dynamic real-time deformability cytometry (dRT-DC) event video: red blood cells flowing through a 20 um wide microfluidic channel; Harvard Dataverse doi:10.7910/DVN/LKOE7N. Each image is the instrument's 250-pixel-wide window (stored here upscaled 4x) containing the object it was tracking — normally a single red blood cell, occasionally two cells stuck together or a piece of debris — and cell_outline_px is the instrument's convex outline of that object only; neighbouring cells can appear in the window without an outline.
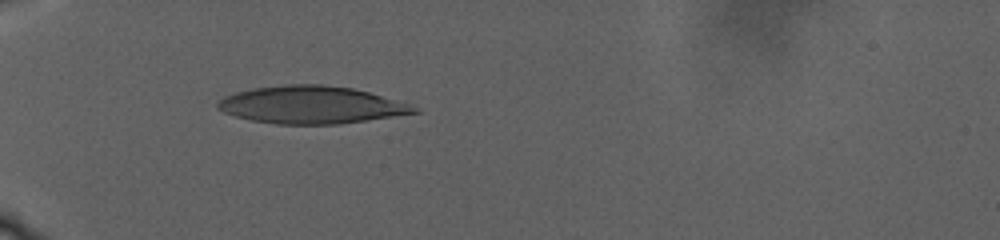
{"species": "human", "species_latin": "Homo sapiens", "temperature_condition": "warm", "stored_images_in_passage": 2, "camera_frame_rate_fps": 3000, "um_per_image_px": 0.085, "donor": {"sex": "male"}, "frame": {"image": 1, "passage_image": 1, "time_ms": 0.0, "image_size_px": [1000, 240], "cell_outline_px": [[420, 112], [340, 124], [276, 124], [252, 120], [236, 116], [224, 112], [216, 108], [216, 104], [224, 96], [236, 92], [252, 88], [288, 84], [320, 84], [352, 88], [368, 92], [408, 104], [416, 108]], "centroid_in_image_um": [26.4, 8.91], "position_along_channel_um": 58.6, "area_um2": 42.54}}